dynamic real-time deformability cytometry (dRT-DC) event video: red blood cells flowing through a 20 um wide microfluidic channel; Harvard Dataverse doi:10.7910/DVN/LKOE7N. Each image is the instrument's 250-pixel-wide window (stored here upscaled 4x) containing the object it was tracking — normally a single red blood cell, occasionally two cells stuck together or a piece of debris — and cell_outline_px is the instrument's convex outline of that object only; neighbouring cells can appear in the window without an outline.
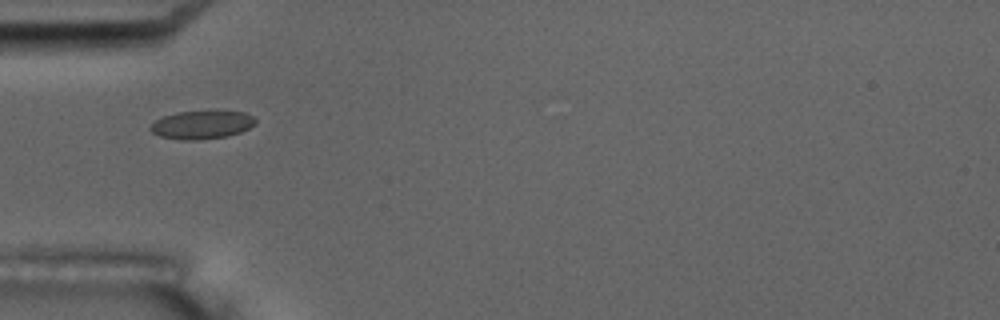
{"species": "common noctule bat (a hibernating species)", "species_latin": "Nyctalus noctula", "temperature_condition": "room temperature", "stored_images_in_passage": 8, "camera_frame_rate_fps": 3000, "um_per_image_px": 0.085, "animal": {"sex": "male", "body_mass_g": 17.5, "forearm_length_mm": 52.3}, "frame": {"image": 1, "passage_image": 5, "time_ms": 4.667, "image_size_px": [1000, 320], "cell_outline_px": [[256, 124], [240, 132], [228, 136], [196, 140], [180, 140], [160, 136], [152, 132], [148, 128], [156, 120], [164, 116], [176, 112], [244, 112], [252, 116], [256, 120]], "centroid_in_image_um": [17.14, 10.62], "position_along_channel_um": 67.9, "area_um2": 17.05}}
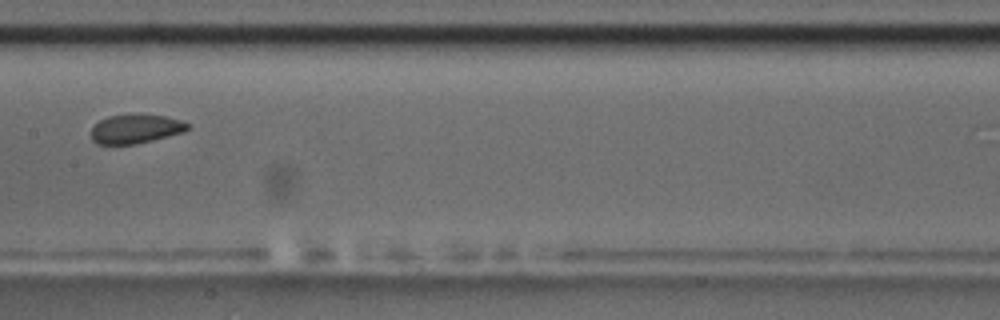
{"frame": {"image": 2, "passage_image": 8, "time_ms": 8.333, "image_size_px": [1000, 320], "cell_outline_px": [[192, 128], [184, 132], [136, 144], [96, 144], [92, 140], [92, 128], [100, 120], [108, 116], [164, 116], [180, 120], [192, 124]], "centroid_in_image_um": [11.57, 10.98], "position_along_channel_um": 195.8, "area_um2": 15.95}}